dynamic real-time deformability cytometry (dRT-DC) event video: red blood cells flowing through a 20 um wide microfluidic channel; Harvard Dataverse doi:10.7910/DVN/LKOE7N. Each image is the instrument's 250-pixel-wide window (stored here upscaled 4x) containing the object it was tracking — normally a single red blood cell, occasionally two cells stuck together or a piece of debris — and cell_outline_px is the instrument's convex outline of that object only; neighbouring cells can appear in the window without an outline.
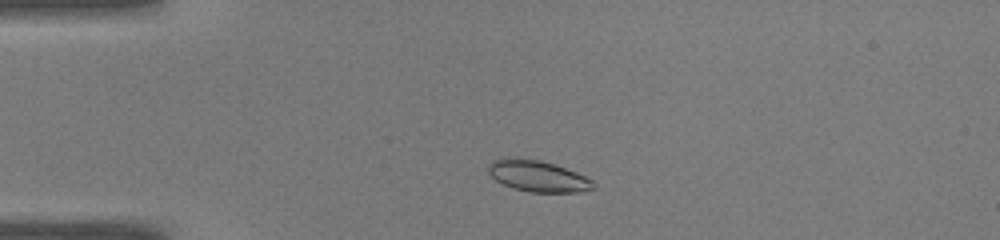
{"species": "common noctule bat (a hibernating species)", "species_latin": "Nyctalus noctula", "temperature_condition": "warm", "stored_images_in_passage": 41, "camera_frame_rate_fps": 3000, "um_per_image_px": 0.085, "animal": {"sex": "male", "body_mass_g": 19.0, "forearm_length_mm": 50.8}, "frame": {"image": 1, "passage_image": 3, "time_ms": 0.667, "image_size_px": [1000, 240], "cell_outline_px": [[596, 188], [580, 192], [532, 192], [512, 188], [496, 180], [488, 172], [488, 164], [492, 160], [540, 160], [576, 172], [592, 180], [596, 184]], "centroid_in_image_um": [45.77, 15.01], "position_along_channel_um": 39.2, "area_um2": 18.5}}
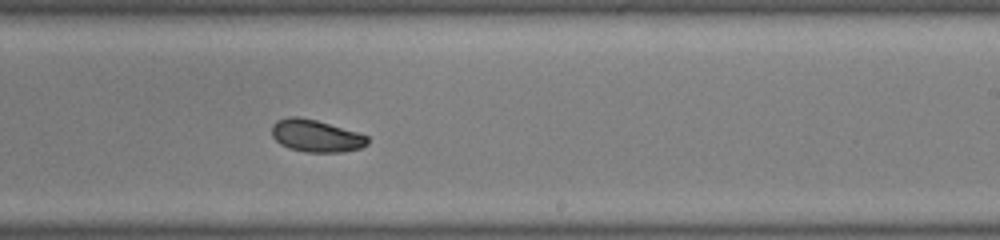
{"frame": {"image": 2, "passage_image": 22, "time_ms": 7.0, "image_size_px": [1000, 240], "cell_outline_px": [[368, 144], [360, 148], [344, 152], [304, 152], [288, 148], [280, 144], [272, 136], [272, 124], [276, 120], [288, 116], [296, 116], [316, 120], [356, 132], [368, 136]], "centroid_in_image_um": [26.83, 11.55], "position_along_channel_um": 262.2, "area_um2": 18.03}}
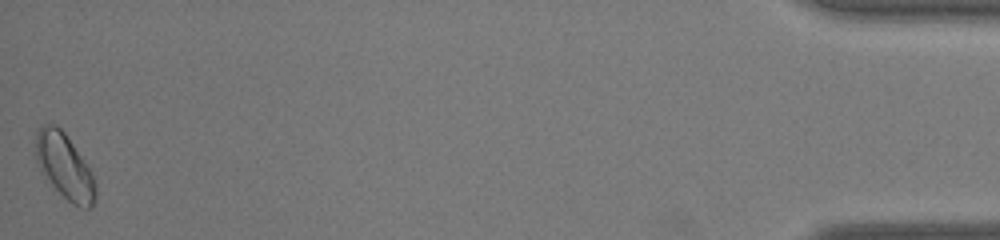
{"frame": {"image": 3, "passage_image": 41, "time_ms": 13.333, "image_size_px": [1000, 240], "cell_outline_px": [[96, 196], [92, 208], [80, 208], [72, 204], [40, 172], [36, 160], [36, 132], [40, 124], [56, 124], [64, 132], [92, 172], [96, 184]], "centroid_in_image_um": [5.49, 14.14], "position_along_channel_um": 429.7, "area_um2": 22.72}, "authors_computed_cell_mechanics": {"area_um2": 18.6116, "velocity_mm_per_s": 4.0631, "shape_relaxation_time_tau1_ms": 3.8916, "shape_relaxation_time_tau2_ms": null, "deformation_change_tau1": 0.0994, "deformation_change_tau2": null}}